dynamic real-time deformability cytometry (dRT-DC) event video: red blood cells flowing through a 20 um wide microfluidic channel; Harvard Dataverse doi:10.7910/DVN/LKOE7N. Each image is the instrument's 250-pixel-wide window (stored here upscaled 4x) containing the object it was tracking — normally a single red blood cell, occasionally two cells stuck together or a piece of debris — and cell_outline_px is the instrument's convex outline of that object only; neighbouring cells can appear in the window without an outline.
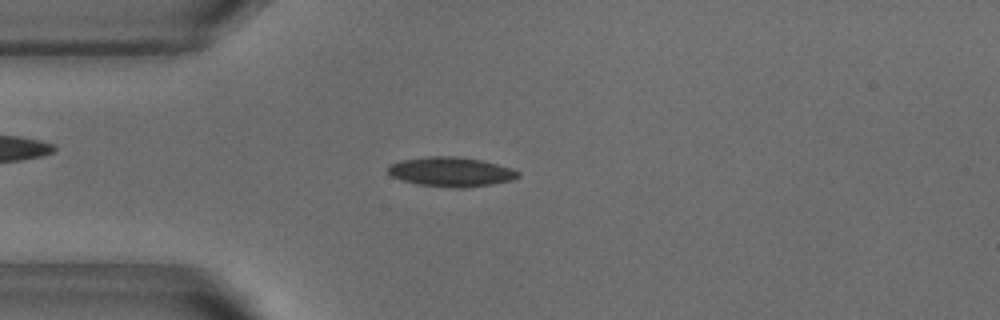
{"species": "common noctule bat (a hibernating species)", "species_latin": "Nyctalus noctula", "temperature_condition": "warm", "stored_images_in_passage": 51, "camera_frame_rate_fps": 3000, "um_per_image_px": 0.085, "animal": {"sex": "male", "body_mass_g": 18.8}, "frame": {"image": 1, "passage_image": 12, "time_ms": 3.667, "image_size_px": [1000, 320], "cell_outline_px": [[520, 176], [512, 180], [492, 184], [468, 188], [456, 188], [416, 184], [392, 176], [388, 172], [388, 164], [400, 160], [428, 156], [456, 156], [480, 160], [512, 168], [520, 172]], "centroid_in_image_um": [38.34, 14.6], "position_along_channel_um": 46.7, "area_um2": 22.43}}
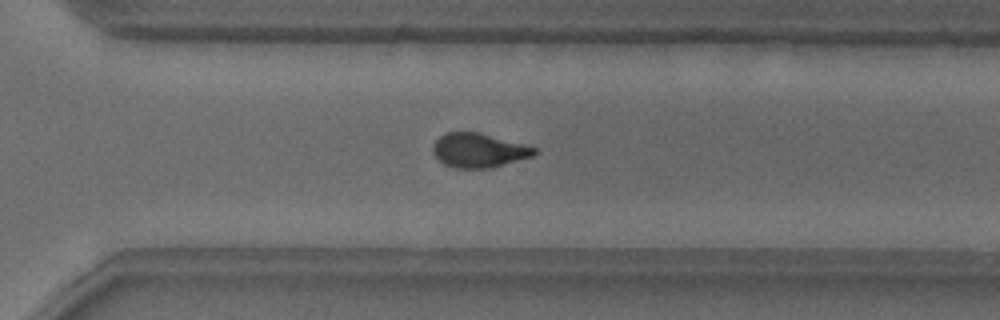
{"frame": {"image": 2, "passage_image": 35, "time_ms": 11.333, "image_size_px": [1000, 320], "cell_outline_px": [[540, 152], [532, 156], [488, 168], [456, 168], [444, 164], [432, 152], [432, 144], [444, 132], [480, 132], [536, 148]], "centroid_in_image_um": [40.66, 12.77], "position_along_channel_um": 329.9, "area_um2": 20.06}}
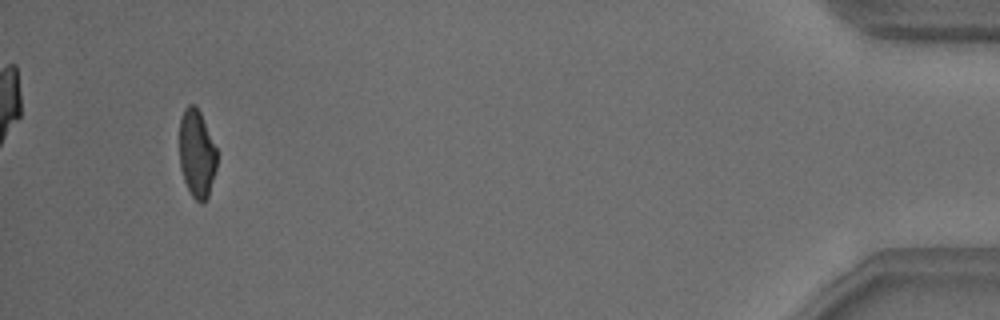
{"frame": {"image": 3, "passage_image": 48, "time_ms": 15.667, "image_size_px": [1000, 320], "cell_outline_px": [[216, 168], [208, 196], [204, 204], [200, 204], [192, 196], [184, 180], [180, 168], [180, 120], [184, 108], [188, 104], [196, 104], [200, 112], [216, 148]], "centroid_in_image_um": [16.72, 13.06], "position_along_channel_um": 418.5, "area_um2": 19.13}, "authors_computed_cell_mechanics": {"area_um2": 20.6346, "velocity_mm_per_s": 3.8326, "shape_relaxation_time_tau1_ms": 4.2501, "shape_relaxation_time_tau2_ms": 1.297, "deformation_change_tau1": 0.1689, "deformation_change_tau2": 0.0602}}